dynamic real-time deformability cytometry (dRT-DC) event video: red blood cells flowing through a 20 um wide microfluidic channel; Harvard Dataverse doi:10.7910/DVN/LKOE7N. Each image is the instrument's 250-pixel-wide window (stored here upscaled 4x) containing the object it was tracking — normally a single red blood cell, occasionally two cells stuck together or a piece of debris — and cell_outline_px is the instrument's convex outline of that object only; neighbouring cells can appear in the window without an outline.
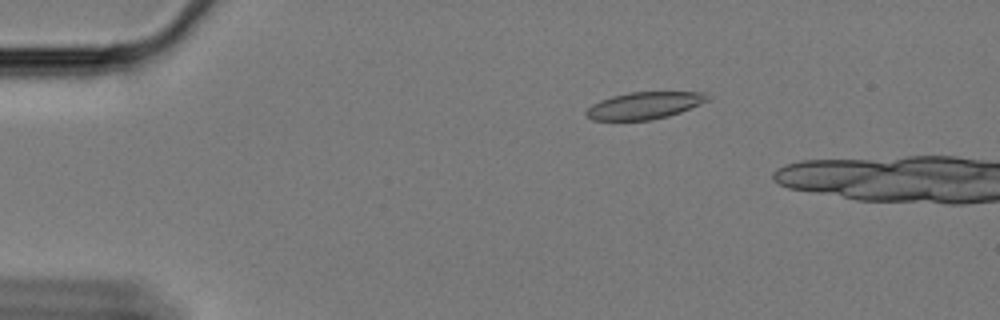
{"species": "Egyptian fruit bat (a non-hibernating species)", "species_latin": "Rousettus aegyptiacus", "temperature_condition": "cold", "stored_images_in_passage": 15, "camera_frame_rate_fps": 3000, "um_per_image_px": 0.085, "animal": {"sex": "female"}, "frame": {"image": 1, "passage_image": 9, "time_ms": 2.667, "image_size_px": [1000, 320], "cell_outline_px": [[708, 100], [700, 104], [680, 112], [668, 116], [652, 120], [592, 120], [584, 112], [592, 104], [600, 100], [612, 96], [628, 92], [704, 92], [708, 96]], "centroid_in_image_um": [54.75, 8.97], "position_along_channel_um": 30.3, "area_um2": 19.02}}